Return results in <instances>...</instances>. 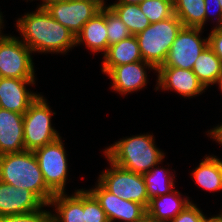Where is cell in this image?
<instances>
[{
    "mask_svg": "<svg viewBox=\"0 0 222 222\" xmlns=\"http://www.w3.org/2000/svg\"><path fill=\"white\" fill-rule=\"evenodd\" d=\"M22 41L32 52L65 53L76 45V36L53 19L43 7L18 19Z\"/></svg>",
    "mask_w": 222,
    "mask_h": 222,
    "instance_id": "cell-1",
    "label": "cell"
},
{
    "mask_svg": "<svg viewBox=\"0 0 222 222\" xmlns=\"http://www.w3.org/2000/svg\"><path fill=\"white\" fill-rule=\"evenodd\" d=\"M0 181L33 192L45 205L55 195L46 186L33 151L0 155Z\"/></svg>",
    "mask_w": 222,
    "mask_h": 222,
    "instance_id": "cell-2",
    "label": "cell"
},
{
    "mask_svg": "<svg viewBox=\"0 0 222 222\" xmlns=\"http://www.w3.org/2000/svg\"><path fill=\"white\" fill-rule=\"evenodd\" d=\"M152 137L137 135L115 142L105 150L107 159L125 170L143 175L164 158Z\"/></svg>",
    "mask_w": 222,
    "mask_h": 222,
    "instance_id": "cell-3",
    "label": "cell"
},
{
    "mask_svg": "<svg viewBox=\"0 0 222 222\" xmlns=\"http://www.w3.org/2000/svg\"><path fill=\"white\" fill-rule=\"evenodd\" d=\"M182 27V22L174 14L168 19L150 24L144 31L136 34L143 60L156 69L162 66Z\"/></svg>",
    "mask_w": 222,
    "mask_h": 222,
    "instance_id": "cell-4",
    "label": "cell"
},
{
    "mask_svg": "<svg viewBox=\"0 0 222 222\" xmlns=\"http://www.w3.org/2000/svg\"><path fill=\"white\" fill-rule=\"evenodd\" d=\"M50 110L43 96H39L23 114L25 150L34 151L57 140L60 136L51 126Z\"/></svg>",
    "mask_w": 222,
    "mask_h": 222,
    "instance_id": "cell-5",
    "label": "cell"
},
{
    "mask_svg": "<svg viewBox=\"0 0 222 222\" xmlns=\"http://www.w3.org/2000/svg\"><path fill=\"white\" fill-rule=\"evenodd\" d=\"M111 167L100 174V182L113 195L143 205L146 209L150 199L142 174L125 170L108 159Z\"/></svg>",
    "mask_w": 222,
    "mask_h": 222,
    "instance_id": "cell-6",
    "label": "cell"
},
{
    "mask_svg": "<svg viewBox=\"0 0 222 222\" xmlns=\"http://www.w3.org/2000/svg\"><path fill=\"white\" fill-rule=\"evenodd\" d=\"M30 53L19 38L0 35V77L35 79Z\"/></svg>",
    "mask_w": 222,
    "mask_h": 222,
    "instance_id": "cell-7",
    "label": "cell"
},
{
    "mask_svg": "<svg viewBox=\"0 0 222 222\" xmlns=\"http://www.w3.org/2000/svg\"><path fill=\"white\" fill-rule=\"evenodd\" d=\"M59 137L57 140L33 152L38 160L46 186L54 193H65L68 163L66 152Z\"/></svg>",
    "mask_w": 222,
    "mask_h": 222,
    "instance_id": "cell-8",
    "label": "cell"
},
{
    "mask_svg": "<svg viewBox=\"0 0 222 222\" xmlns=\"http://www.w3.org/2000/svg\"><path fill=\"white\" fill-rule=\"evenodd\" d=\"M102 7L96 0H67L47 4L44 8L53 19L77 36Z\"/></svg>",
    "mask_w": 222,
    "mask_h": 222,
    "instance_id": "cell-9",
    "label": "cell"
},
{
    "mask_svg": "<svg viewBox=\"0 0 222 222\" xmlns=\"http://www.w3.org/2000/svg\"><path fill=\"white\" fill-rule=\"evenodd\" d=\"M199 27H182L171 45L165 63L160 67L192 70L200 53L208 46V38L201 40Z\"/></svg>",
    "mask_w": 222,
    "mask_h": 222,
    "instance_id": "cell-10",
    "label": "cell"
},
{
    "mask_svg": "<svg viewBox=\"0 0 222 222\" xmlns=\"http://www.w3.org/2000/svg\"><path fill=\"white\" fill-rule=\"evenodd\" d=\"M89 192L99 202L109 222L118 219L124 222H136L147 214V209L143 205L113 195L100 182Z\"/></svg>",
    "mask_w": 222,
    "mask_h": 222,
    "instance_id": "cell-11",
    "label": "cell"
},
{
    "mask_svg": "<svg viewBox=\"0 0 222 222\" xmlns=\"http://www.w3.org/2000/svg\"><path fill=\"white\" fill-rule=\"evenodd\" d=\"M34 79L0 77V108L24 114L40 96L29 92L26 84H35Z\"/></svg>",
    "mask_w": 222,
    "mask_h": 222,
    "instance_id": "cell-12",
    "label": "cell"
},
{
    "mask_svg": "<svg viewBox=\"0 0 222 222\" xmlns=\"http://www.w3.org/2000/svg\"><path fill=\"white\" fill-rule=\"evenodd\" d=\"M45 205L33 192L0 181V217L26 214Z\"/></svg>",
    "mask_w": 222,
    "mask_h": 222,
    "instance_id": "cell-13",
    "label": "cell"
},
{
    "mask_svg": "<svg viewBox=\"0 0 222 222\" xmlns=\"http://www.w3.org/2000/svg\"><path fill=\"white\" fill-rule=\"evenodd\" d=\"M158 72V90L174 89L183 97H192L201 94L206 88L199 81L192 70L181 69L177 67H159Z\"/></svg>",
    "mask_w": 222,
    "mask_h": 222,
    "instance_id": "cell-14",
    "label": "cell"
},
{
    "mask_svg": "<svg viewBox=\"0 0 222 222\" xmlns=\"http://www.w3.org/2000/svg\"><path fill=\"white\" fill-rule=\"evenodd\" d=\"M25 151L23 114L0 108V155Z\"/></svg>",
    "mask_w": 222,
    "mask_h": 222,
    "instance_id": "cell-15",
    "label": "cell"
},
{
    "mask_svg": "<svg viewBox=\"0 0 222 222\" xmlns=\"http://www.w3.org/2000/svg\"><path fill=\"white\" fill-rule=\"evenodd\" d=\"M145 66L152 68L155 71L157 69L150 63L137 61L125 65L115 66L109 73L108 76L112 79L113 90H117L121 94L130 93L143 88L147 83V75L144 70Z\"/></svg>",
    "mask_w": 222,
    "mask_h": 222,
    "instance_id": "cell-16",
    "label": "cell"
},
{
    "mask_svg": "<svg viewBox=\"0 0 222 222\" xmlns=\"http://www.w3.org/2000/svg\"><path fill=\"white\" fill-rule=\"evenodd\" d=\"M102 72L108 74L115 66L142 61L139 44L135 35L108 47L104 54Z\"/></svg>",
    "mask_w": 222,
    "mask_h": 222,
    "instance_id": "cell-17",
    "label": "cell"
},
{
    "mask_svg": "<svg viewBox=\"0 0 222 222\" xmlns=\"http://www.w3.org/2000/svg\"><path fill=\"white\" fill-rule=\"evenodd\" d=\"M108 31L105 21V6L101 11L91 18L76 36V44L82 42L90 48L93 52H107L108 44Z\"/></svg>",
    "mask_w": 222,
    "mask_h": 222,
    "instance_id": "cell-18",
    "label": "cell"
},
{
    "mask_svg": "<svg viewBox=\"0 0 222 222\" xmlns=\"http://www.w3.org/2000/svg\"><path fill=\"white\" fill-rule=\"evenodd\" d=\"M178 191H171L168 194L152 197L147 207V214L153 219L161 222H170L191 202L180 198Z\"/></svg>",
    "mask_w": 222,
    "mask_h": 222,
    "instance_id": "cell-19",
    "label": "cell"
},
{
    "mask_svg": "<svg viewBox=\"0 0 222 222\" xmlns=\"http://www.w3.org/2000/svg\"><path fill=\"white\" fill-rule=\"evenodd\" d=\"M50 205H56L57 211V216L52 215V222H85L83 189L77 190L73 196H66L64 193L55 194Z\"/></svg>",
    "mask_w": 222,
    "mask_h": 222,
    "instance_id": "cell-20",
    "label": "cell"
},
{
    "mask_svg": "<svg viewBox=\"0 0 222 222\" xmlns=\"http://www.w3.org/2000/svg\"><path fill=\"white\" fill-rule=\"evenodd\" d=\"M192 71L203 86L207 88V86L215 84L222 75V61L211 48L207 46L195 61Z\"/></svg>",
    "mask_w": 222,
    "mask_h": 222,
    "instance_id": "cell-21",
    "label": "cell"
},
{
    "mask_svg": "<svg viewBox=\"0 0 222 222\" xmlns=\"http://www.w3.org/2000/svg\"><path fill=\"white\" fill-rule=\"evenodd\" d=\"M192 175L200 187L209 191L221 190L222 160L216 156H208L194 170Z\"/></svg>",
    "mask_w": 222,
    "mask_h": 222,
    "instance_id": "cell-22",
    "label": "cell"
},
{
    "mask_svg": "<svg viewBox=\"0 0 222 222\" xmlns=\"http://www.w3.org/2000/svg\"><path fill=\"white\" fill-rule=\"evenodd\" d=\"M174 14L184 27L203 28L205 24L204 0H173Z\"/></svg>",
    "mask_w": 222,
    "mask_h": 222,
    "instance_id": "cell-23",
    "label": "cell"
},
{
    "mask_svg": "<svg viewBox=\"0 0 222 222\" xmlns=\"http://www.w3.org/2000/svg\"><path fill=\"white\" fill-rule=\"evenodd\" d=\"M109 7L126 25L131 35H136L144 31L151 24L149 19L143 14L139 5L111 4Z\"/></svg>",
    "mask_w": 222,
    "mask_h": 222,
    "instance_id": "cell-24",
    "label": "cell"
},
{
    "mask_svg": "<svg viewBox=\"0 0 222 222\" xmlns=\"http://www.w3.org/2000/svg\"><path fill=\"white\" fill-rule=\"evenodd\" d=\"M164 173V175H163ZM168 174V175H167ZM166 169L154 168L143 174L149 199L160 195H165L173 191V176ZM164 176V177H163Z\"/></svg>",
    "mask_w": 222,
    "mask_h": 222,
    "instance_id": "cell-25",
    "label": "cell"
},
{
    "mask_svg": "<svg viewBox=\"0 0 222 222\" xmlns=\"http://www.w3.org/2000/svg\"><path fill=\"white\" fill-rule=\"evenodd\" d=\"M139 6L151 24L174 15L173 0H145Z\"/></svg>",
    "mask_w": 222,
    "mask_h": 222,
    "instance_id": "cell-26",
    "label": "cell"
},
{
    "mask_svg": "<svg viewBox=\"0 0 222 222\" xmlns=\"http://www.w3.org/2000/svg\"><path fill=\"white\" fill-rule=\"evenodd\" d=\"M105 21L108 31L107 36L109 46L131 36V33L129 32L126 25L109 6H105Z\"/></svg>",
    "mask_w": 222,
    "mask_h": 222,
    "instance_id": "cell-27",
    "label": "cell"
},
{
    "mask_svg": "<svg viewBox=\"0 0 222 222\" xmlns=\"http://www.w3.org/2000/svg\"><path fill=\"white\" fill-rule=\"evenodd\" d=\"M83 210L85 222H109L106 213L89 190H83Z\"/></svg>",
    "mask_w": 222,
    "mask_h": 222,
    "instance_id": "cell-28",
    "label": "cell"
},
{
    "mask_svg": "<svg viewBox=\"0 0 222 222\" xmlns=\"http://www.w3.org/2000/svg\"><path fill=\"white\" fill-rule=\"evenodd\" d=\"M0 222H52V214L46 210H39L19 215L0 217Z\"/></svg>",
    "mask_w": 222,
    "mask_h": 222,
    "instance_id": "cell-29",
    "label": "cell"
},
{
    "mask_svg": "<svg viewBox=\"0 0 222 222\" xmlns=\"http://www.w3.org/2000/svg\"><path fill=\"white\" fill-rule=\"evenodd\" d=\"M204 214L192 202L170 222H202Z\"/></svg>",
    "mask_w": 222,
    "mask_h": 222,
    "instance_id": "cell-30",
    "label": "cell"
},
{
    "mask_svg": "<svg viewBox=\"0 0 222 222\" xmlns=\"http://www.w3.org/2000/svg\"><path fill=\"white\" fill-rule=\"evenodd\" d=\"M208 46L222 61V26H216L208 36Z\"/></svg>",
    "mask_w": 222,
    "mask_h": 222,
    "instance_id": "cell-31",
    "label": "cell"
},
{
    "mask_svg": "<svg viewBox=\"0 0 222 222\" xmlns=\"http://www.w3.org/2000/svg\"><path fill=\"white\" fill-rule=\"evenodd\" d=\"M205 1V22L207 21L206 19L208 18V15H210L209 13V10H210V2H213L215 5L214 6H216V8H217V17H218V24L219 25H217V26H222V7H221V5H220V2H219V0H204Z\"/></svg>",
    "mask_w": 222,
    "mask_h": 222,
    "instance_id": "cell-32",
    "label": "cell"
},
{
    "mask_svg": "<svg viewBox=\"0 0 222 222\" xmlns=\"http://www.w3.org/2000/svg\"><path fill=\"white\" fill-rule=\"evenodd\" d=\"M210 135L211 137L213 136V139L219 142L222 139V125L214 127V129L210 131Z\"/></svg>",
    "mask_w": 222,
    "mask_h": 222,
    "instance_id": "cell-33",
    "label": "cell"
},
{
    "mask_svg": "<svg viewBox=\"0 0 222 222\" xmlns=\"http://www.w3.org/2000/svg\"><path fill=\"white\" fill-rule=\"evenodd\" d=\"M202 222H222V212L220 215H216L215 217H211L209 219H207V217L204 215Z\"/></svg>",
    "mask_w": 222,
    "mask_h": 222,
    "instance_id": "cell-34",
    "label": "cell"
},
{
    "mask_svg": "<svg viewBox=\"0 0 222 222\" xmlns=\"http://www.w3.org/2000/svg\"><path fill=\"white\" fill-rule=\"evenodd\" d=\"M143 1H145V0H119L117 3H114V4H135V5H139Z\"/></svg>",
    "mask_w": 222,
    "mask_h": 222,
    "instance_id": "cell-35",
    "label": "cell"
},
{
    "mask_svg": "<svg viewBox=\"0 0 222 222\" xmlns=\"http://www.w3.org/2000/svg\"><path fill=\"white\" fill-rule=\"evenodd\" d=\"M136 222H161L158 221L156 219H153L151 216H149L148 214H145L141 219H139Z\"/></svg>",
    "mask_w": 222,
    "mask_h": 222,
    "instance_id": "cell-36",
    "label": "cell"
},
{
    "mask_svg": "<svg viewBox=\"0 0 222 222\" xmlns=\"http://www.w3.org/2000/svg\"><path fill=\"white\" fill-rule=\"evenodd\" d=\"M43 3L40 7H45L47 4L53 3V2H57V1H67V0H42Z\"/></svg>",
    "mask_w": 222,
    "mask_h": 222,
    "instance_id": "cell-37",
    "label": "cell"
},
{
    "mask_svg": "<svg viewBox=\"0 0 222 222\" xmlns=\"http://www.w3.org/2000/svg\"><path fill=\"white\" fill-rule=\"evenodd\" d=\"M216 83H218V84H219L220 89H221V91H222V75L219 77V79L217 80V82H216Z\"/></svg>",
    "mask_w": 222,
    "mask_h": 222,
    "instance_id": "cell-38",
    "label": "cell"
},
{
    "mask_svg": "<svg viewBox=\"0 0 222 222\" xmlns=\"http://www.w3.org/2000/svg\"><path fill=\"white\" fill-rule=\"evenodd\" d=\"M2 19H3V18H2L1 13H0V35H1V26H2V23H3V22H2V21H3Z\"/></svg>",
    "mask_w": 222,
    "mask_h": 222,
    "instance_id": "cell-39",
    "label": "cell"
},
{
    "mask_svg": "<svg viewBox=\"0 0 222 222\" xmlns=\"http://www.w3.org/2000/svg\"><path fill=\"white\" fill-rule=\"evenodd\" d=\"M96 1H98L99 3H101L103 6L105 5L104 0H96Z\"/></svg>",
    "mask_w": 222,
    "mask_h": 222,
    "instance_id": "cell-40",
    "label": "cell"
}]
</instances>
